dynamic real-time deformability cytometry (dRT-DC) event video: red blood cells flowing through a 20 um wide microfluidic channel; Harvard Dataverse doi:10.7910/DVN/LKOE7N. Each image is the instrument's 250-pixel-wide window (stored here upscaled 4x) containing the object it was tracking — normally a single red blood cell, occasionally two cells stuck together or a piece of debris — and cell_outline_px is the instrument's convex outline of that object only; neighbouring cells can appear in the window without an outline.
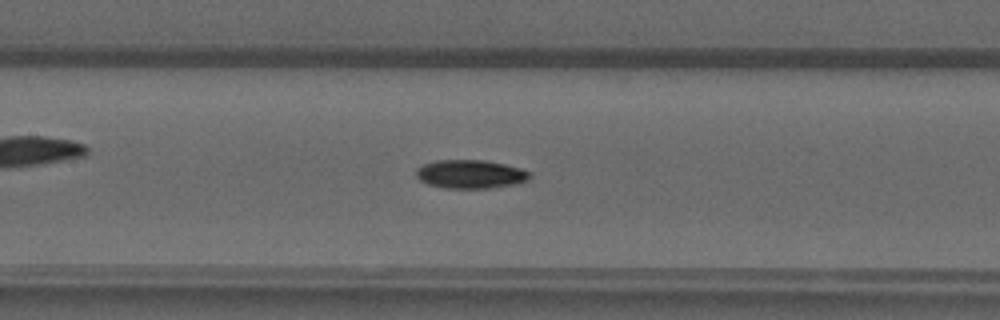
{"species": "common noctule bat (a hibernating species)", "species_latin": "Nyctalus noctula", "temperature_condition": "warm", "stored_images_in_passage": 50, "segment_of_instrument_passage": [1, 2], "camera_frame_rate_fps": 3000, "um_per_image_px": 0.085, "animal": {"sex": "male", "forearm_length_mm": 52.5}, "frame": {"image": 1, "passage_image": 23, "time_ms": 7.333, "image_size_px": [1000, 320], "cell_outline_px": [[532, 176], [528, 180], [520, 184], [492, 188], [444, 188], [428, 184], [420, 180], [416, 176], [416, 168], [424, 164], [436, 160], [484, 160], [504, 164], [520, 168], [532, 172]], "centroid_in_image_um": [40.03, 14.81], "position_along_channel_um": 167.4, "area_um2": 19.19}}
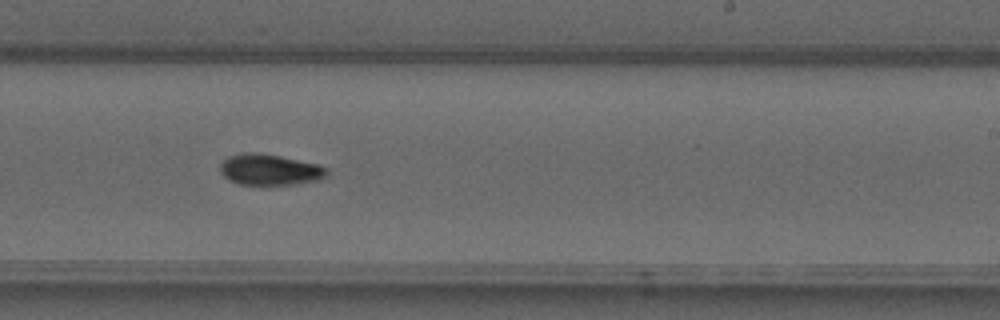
{"frame": {"image": 2, "passage_image": 30, "time_ms": 9.667, "image_size_px": [1000, 320], "cell_outline_px": [[328, 176], [320, 180], [296, 184], [240, 184], [228, 180], [220, 172], [220, 164], [228, 156], [244, 152], [256, 152], [280, 156], [320, 164], [328, 168]], "centroid_in_image_um": [22.96, 14.41], "position_along_channel_um": 266.0, "area_um2": 19.48}}
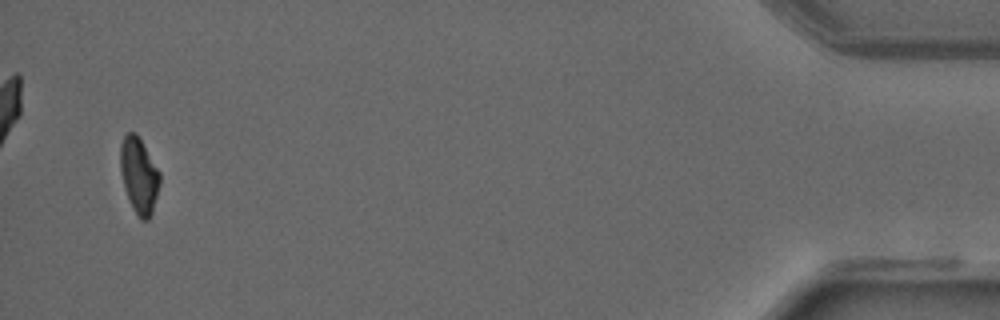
{"frame": {"image": 3, "passage_image": 47, "time_ms": 15.333, "image_size_px": [1000, 320], "cell_outline_px": [[160, 184], [152, 212], [148, 220], [140, 220], [132, 208], [128, 200], [124, 188], [120, 172], [120, 144], [124, 136], [128, 132], [136, 132], [160, 172]], "centroid_in_image_um": [11.8, 14.92], "position_along_channel_um": 423.4, "area_um2": 17.57}}